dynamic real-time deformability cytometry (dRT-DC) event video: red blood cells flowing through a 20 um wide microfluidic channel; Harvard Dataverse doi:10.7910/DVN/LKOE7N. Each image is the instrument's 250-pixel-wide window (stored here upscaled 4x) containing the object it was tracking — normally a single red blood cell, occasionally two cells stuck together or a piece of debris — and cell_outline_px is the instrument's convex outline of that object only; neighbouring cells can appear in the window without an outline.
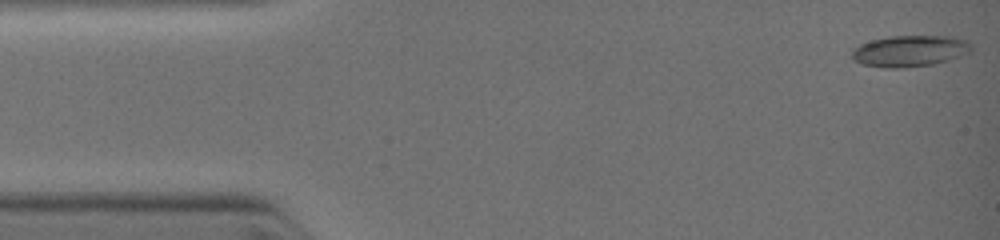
{"species": "common noctule bat (a hibernating species)", "species_latin": "Nyctalus noctula", "temperature_condition": "warm", "stored_images_in_passage": 7, "camera_frame_rate_fps": 3000, "um_per_image_px": 0.085, "animal": {"sex": "female", "body_mass_g": 19.0, "forearm_length_mm": 51.5}, "frame": {"image": 1, "passage_image": 1, "time_ms": 0.0, "image_size_px": [1000, 240], "cell_outline_px": [[972, 52], [948, 60], [932, 64], [900, 68], [888, 68], [864, 64], [852, 60], [852, 52], [860, 44], [872, 40], [888, 36], [952, 36], [968, 40], [972, 44]], "centroid_in_image_um": [77.38, 4.32], "position_along_channel_um": 7.6, "area_um2": 21.79}}
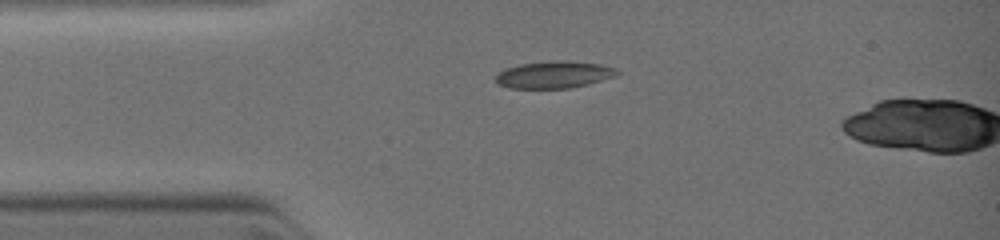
{"frame": {"image": 2, "passage_image": 6, "time_ms": 2.333, "image_size_px": [1000, 240], "cell_outline_px": [[620, 72], [616, 76], [588, 84], [572, 88], [508, 88], [496, 84], [496, 76], [500, 72], [508, 68], [520, 64], [552, 60], [564, 60], [600, 64], [616, 68]], "centroid_in_image_um": [47.11, 6.35], "position_along_channel_um": 37.9, "area_um2": 19.19}}